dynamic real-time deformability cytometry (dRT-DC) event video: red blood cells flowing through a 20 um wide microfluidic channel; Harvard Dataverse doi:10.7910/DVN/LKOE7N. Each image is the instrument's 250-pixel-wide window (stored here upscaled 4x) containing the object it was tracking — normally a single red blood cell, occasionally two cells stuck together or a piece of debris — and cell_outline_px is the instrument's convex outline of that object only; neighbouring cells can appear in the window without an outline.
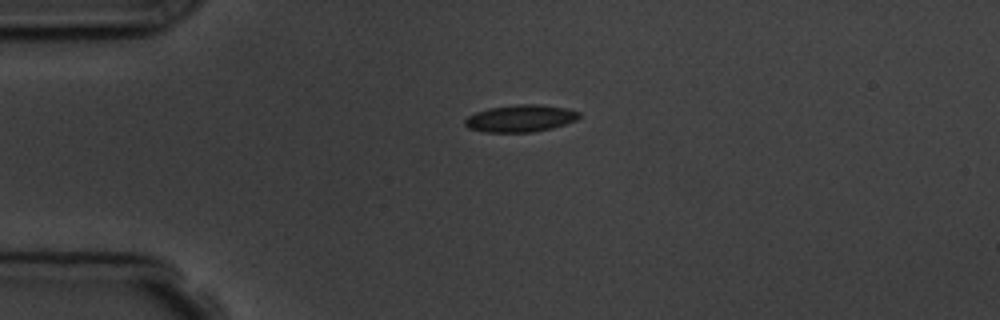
{"species": "common noctule bat (a hibernating species)", "species_latin": "Nyctalus noctula", "temperature_condition": "room temperature", "stored_images_in_passage": 1, "camera_frame_rate_fps": 3000, "um_per_image_px": 0.085, "animal": {"sex": "male", "body_mass_g": 19.5, "forearm_length_mm": 54.6}, "frame": {"image": 1, "passage_image": 1, "time_ms": 0.0, "image_size_px": [1000, 320], "cell_outline_px": [[580, 116], [576, 120], [552, 128], [532, 132], [484, 132], [468, 128], [464, 124], [464, 120], [468, 116], [476, 112], [488, 108], [516, 104], [536, 104], [564, 108], [580, 112]], "centroid_in_image_um": [44.2, 10.06], "position_along_channel_um": 40.8, "area_um2": 17.98}}